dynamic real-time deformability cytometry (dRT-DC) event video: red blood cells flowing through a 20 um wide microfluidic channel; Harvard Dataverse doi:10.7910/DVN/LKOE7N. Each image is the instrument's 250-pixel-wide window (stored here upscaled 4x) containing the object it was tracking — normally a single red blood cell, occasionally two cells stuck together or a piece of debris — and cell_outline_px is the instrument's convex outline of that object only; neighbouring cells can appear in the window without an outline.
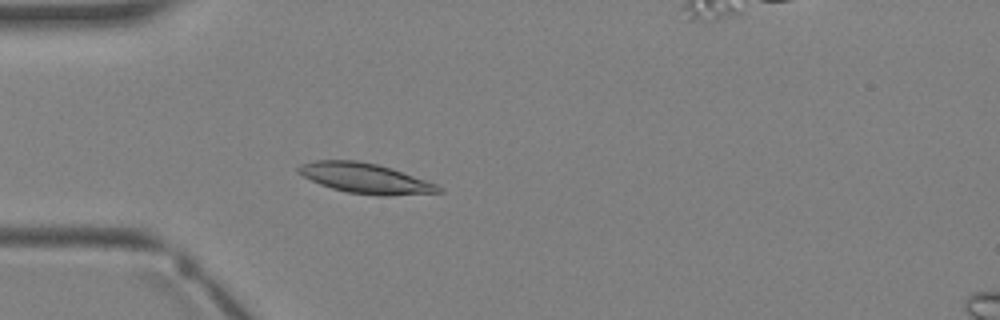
{"species": "Egyptian fruit bat (a non-hibernating species)", "species_latin": "Rousettus aegyptiacus", "temperature_condition": "warm", "stored_images_in_passage": 3, "camera_frame_rate_fps": 3000, "um_per_image_px": 0.085, "animal": {"sex": "female"}, "frame": {"image": 1, "passage_image": 3, "time_ms": 2.333, "image_size_px": [1000, 320], "cell_outline_px": [[444, 192], [388, 196], [380, 196], [348, 192], [332, 188], [320, 184], [296, 172], [296, 168], [300, 164], [316, 160], [356, 160], [376, 164], [392, 168], [436, 184], [444, 188]], "centroid_in_image_um": [31.06, 15.15], "position_along_channel_um": 53.9, "area_um2": 24.57}}